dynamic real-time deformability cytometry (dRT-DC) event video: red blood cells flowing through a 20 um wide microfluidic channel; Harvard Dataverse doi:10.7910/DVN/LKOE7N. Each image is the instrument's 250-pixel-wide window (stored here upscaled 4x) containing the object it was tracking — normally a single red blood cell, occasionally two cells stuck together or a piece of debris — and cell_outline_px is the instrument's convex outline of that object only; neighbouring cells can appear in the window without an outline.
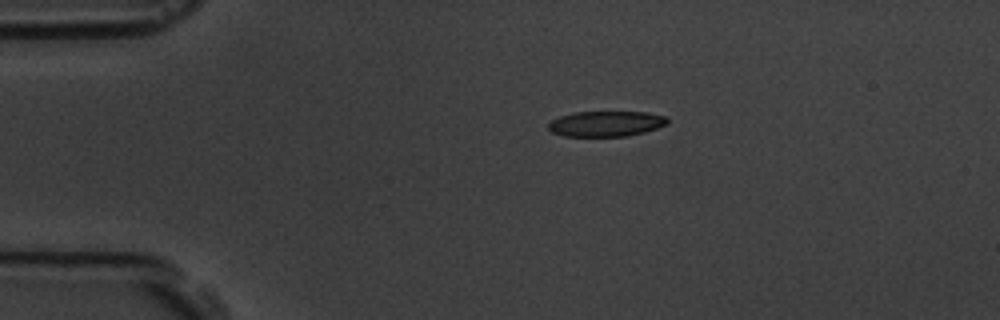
{"species": "common noctule bat (a hibernating species)", "species_latin": "Nyctalus noctula", "temperature_condition": "room temperature", "stored_images_in_passage": 6, "camera_frame_rate_fps": 3000, "um_per_image_px": 0.085, "animal": {"sex": "male", "body_mass_g": 19.5, "forearm_length_mm": 54.6}, "frame": {"image": 1, "passage_image": 1, "time_ms": 0.0, "image_size_px": [1000, 320], "cell_outline_px": [[668, 124], [644, 132], [628, 136], [564, 136], [552, 132], [548, 128], [548, 124], [552, 120], [560, 116], [576, 112], [644, 112], [664, 116], [668, 120]], "centroid_in_image_um": [51.5, 10.52], "position_along_channel_um": 33.5, "area_um2": 17.51}}
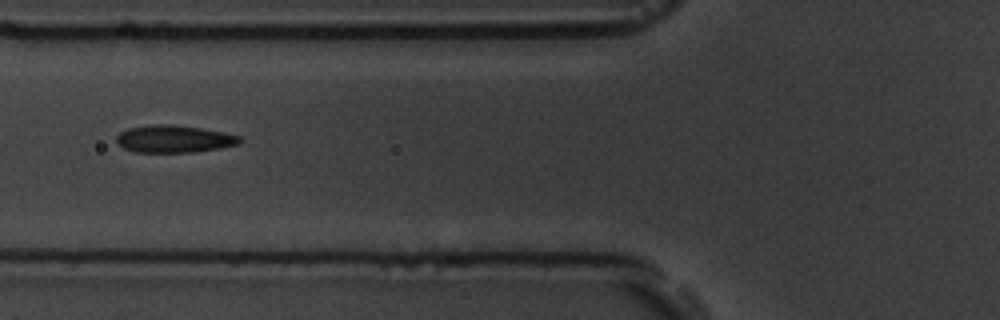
{"frame": {"image": 2, "passage_image": 4, "time_ms": 3.333, "image_size_px": [1000, 320], "cell_outline_px": [[244, 140], [240, 144], [220, 148], [192, 152], [136, 152], [124, 148], [116, 144], [116, 136], [120, 132], [128, 128], [152, 124], [172, 124], [200, 128], [224, 132], [240, 136]], "centroid_in_image_um": [14.8, 11.8], "position_along_channel_um": 111.0, "area_um2": 19.83}}
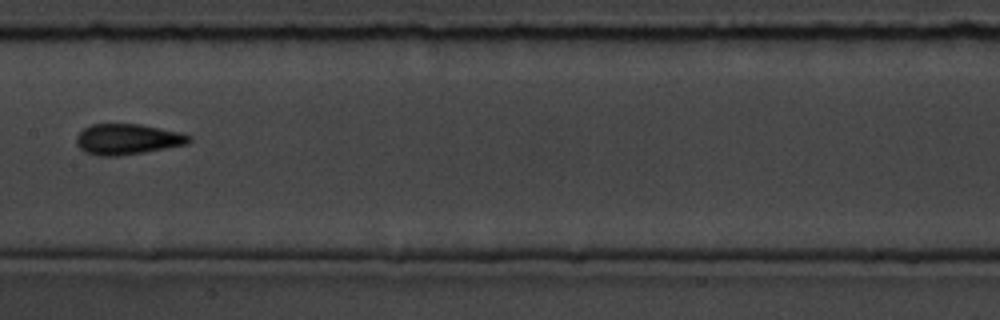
{"frame": {"image": 3, "passage_image": 6, "time_ms": 5.667, "image_size_px": [1000, 320], "cell_outline_px": [[192, 140], [188, 144], [144, 152], [120, 156], [100, 156], [84, 152], [76, 144], [76, 136], [84, 128], [92, 124], [140, 124], [180, 132], [192, 136]], "centroid_in_image_um": [10.84, 11.84], "position_along_channel_um": 196.6, "area_um2": 20.23}}